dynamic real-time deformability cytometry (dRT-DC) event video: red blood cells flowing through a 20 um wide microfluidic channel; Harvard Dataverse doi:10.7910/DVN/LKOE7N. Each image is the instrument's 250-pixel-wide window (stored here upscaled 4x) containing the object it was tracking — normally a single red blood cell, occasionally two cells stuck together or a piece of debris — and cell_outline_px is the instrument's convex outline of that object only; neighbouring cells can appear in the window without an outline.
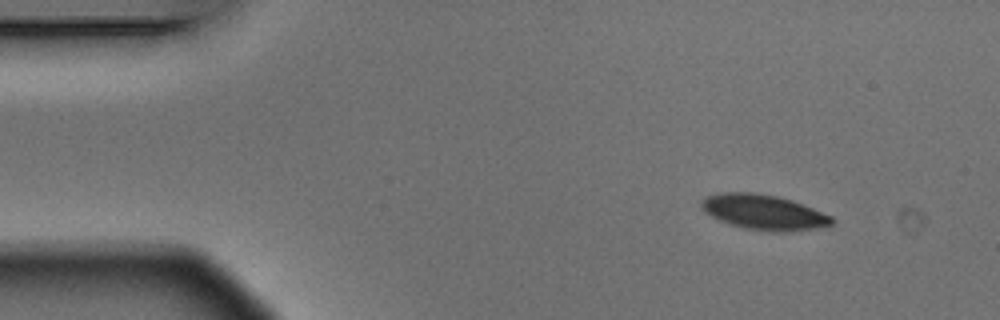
{"species": "Egyptian fruit bat (a non-hibernating species)", "species_latin": "Rousettus aegyptiacus", "temperature_condition": "warm", "stored_images_in_passage": 1, "camera_frame_rate_fps": 3000, "um_per_image_px": 0.085, "animal": {"sex": "male"}, "frame": {"image": 1, "passage_image": 1, "time_ms": 0.0, "image_size_px": [1000, 320], "cell_outline_px": [[836, 220], [832, 224], [812, 228], [788, 232], [768, 232], [744, 228], [728, 224], [712, 216], [700, 208], [700, 200], [708, 196], [720, 192], [756, 192], [776, 196], [792, 200], [832, 216]], "centroid_in_image_um": [64.89, 18.03], "position_along_channel_um": 20.1, "area_um2": 26.76}}